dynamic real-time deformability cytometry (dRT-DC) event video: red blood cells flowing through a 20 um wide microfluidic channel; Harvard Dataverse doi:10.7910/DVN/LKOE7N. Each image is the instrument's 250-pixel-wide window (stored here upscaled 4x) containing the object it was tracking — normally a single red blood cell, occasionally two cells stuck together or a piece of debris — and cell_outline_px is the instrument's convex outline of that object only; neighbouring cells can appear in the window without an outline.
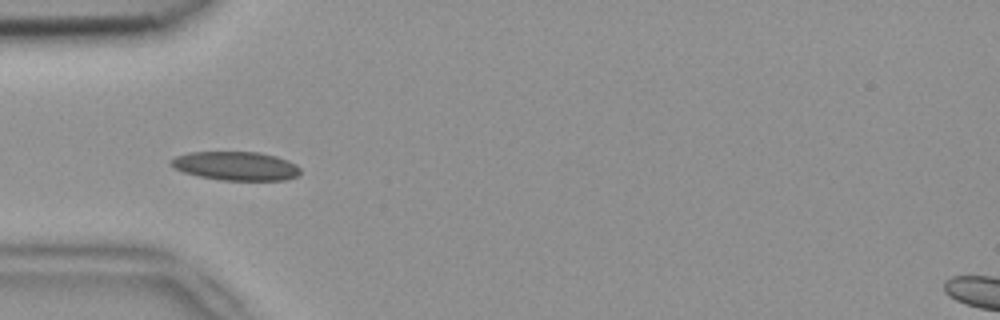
{"species": "common noctule bat (a hibernating species)", "species_latin": "Nyctalus noctula", "temperature_condition": "room temperature", "stored_images_in_passage": 5, "camera_frame_rate_fps": 3000, "um_per_image_px": 0.085, "animal": {"sex": "female", "body_mass_g": 18.4}, "frame": {"image": 1, "passage_image": 5, "time_ms": 1.333, "image_size_px": [1000, 320], "cell_outline_px": [[300, 172], [296, 176], [284, 180], [220, 180], [200, 176], [184, 172], [172, 168], [168, 164], [176, 156], [188, 152], [260, 152], [276, 156], [288, 160], [296, 164], [300, 168]], "centroid_in_image_um": [20.03, 14.1], "position_along_channel_um": 65.0, "area_um2": 21.73}}